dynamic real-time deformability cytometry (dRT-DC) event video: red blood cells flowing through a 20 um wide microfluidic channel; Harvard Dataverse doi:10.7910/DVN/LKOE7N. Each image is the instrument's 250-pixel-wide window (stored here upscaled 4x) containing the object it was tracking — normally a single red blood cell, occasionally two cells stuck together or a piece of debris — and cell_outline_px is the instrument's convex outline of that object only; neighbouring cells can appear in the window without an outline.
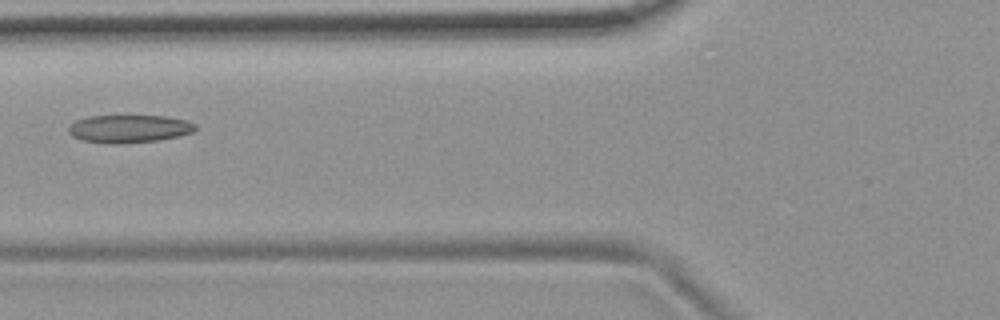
{"species": "common noctule bat (a hibernating species)", "species_latin": "Nyctalus noctula", "temperature_condition": "room temperature", "stored_images_in_passage": 6, "camera_frame_rate_fps": 3000, "um_per_image_px": 0.085, "animal": {"sex": "female", "body_mass_g": 19.9}, "frame": {"image": 1, "passage_image": 6, "time_ms": 1.667, "image_size_px": [1000, 320], "cell_outline_px": [[196, 128], [192, 132], [176, 136], [156, 140], [116, 144], [112, 144], [80, 140], [72, 136], [68, 132], [68, 128], [76, 120], [88, 116], [164, 116], [188, 120], [196, 124]], "centroid_in_image_um": [10.94, 10.94], "position_along_channel_um": 114.9, "area_um2": 20.46}}